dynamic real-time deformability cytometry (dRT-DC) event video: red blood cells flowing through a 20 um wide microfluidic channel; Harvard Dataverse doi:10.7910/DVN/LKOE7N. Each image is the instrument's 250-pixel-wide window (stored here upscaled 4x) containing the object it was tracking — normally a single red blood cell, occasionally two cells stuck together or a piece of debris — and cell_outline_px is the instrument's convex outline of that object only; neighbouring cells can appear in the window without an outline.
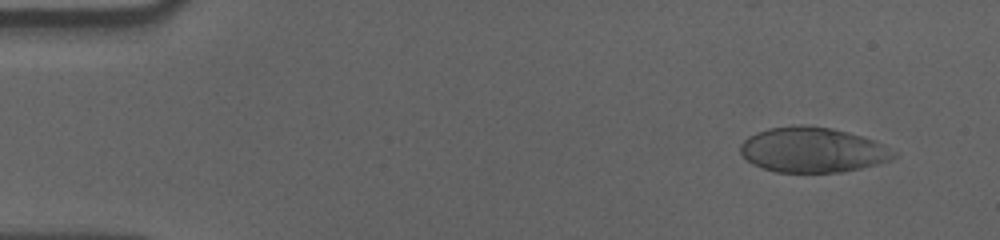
{"species": "human", "species_latin": "Homo sapiens", "temperature_condition": "cold", "stored_images_in_passage": 56, "camera_frame_rate_fps": 3000, "um_per_image_px": 0.085, "donor": {"sex": "male"}, "frame": {"image": 1, "passage_image": 4, "time_ms": 1.0, "image_size_px": [1000, 240], "cell_outline_px": [[900, 156], [892, 160], [880, 164], [840, 172], [776, 172], [752, 164], [740, 152], [740, 144], [748, 136], [756, 132], [768, 128], [800, 124], [804, 124], [832, 128], [848, 132], [872, 140], [896, 152]], "centroid_in_image_um": [69.07, 12.74], "position_along_channel_um": 15.9, "area_um2": 40.4}}
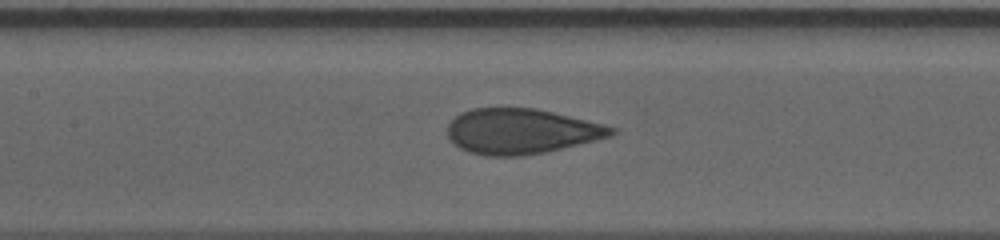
{"frame": {"image": 2, "passage_image": 26, "time_ms": 8.333, "image_size_px": [1000, 240], "cell_outline_px": [[620, 132], [612, 136], [596, 140], [544, 152], [524, 156], [484, 156], [468, 152], [460, 148], [448, 136], [448, 124], [460, 112], [472, 108], [536, 108], [604, 124], [620, 128]], "centroid_in_image_um": [44.34, 11.16], "position_along_channel_um": 163.1, "area_um2": 43.41}}
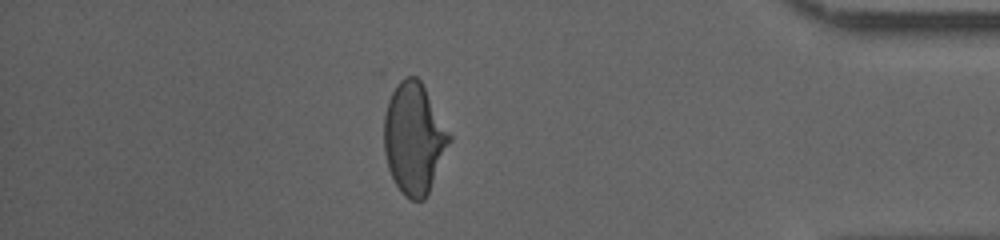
{"frame": {"image": 3, "passage_image": 49, "time_ms": 16.0, "image_size_px": [1000, 240], "cell_outline_px": [[452, 140], [428, 192], [424, 200], [412, 200], [404, 196], [400, 192], [388, 168], [384, 152], [384, 116], [388, 100], [396, 80], [404, 76], [416, 76], [420, 80], [452, 136]], "centroid_in_image_um": [35.17, 11.73], "position_along_channel_um": 400.0, "area_um2": 42.43}, "authors_computed_cell_mechanics": {"area_um2": 43.4945, "velocity_mm_per_s": 3.5542, "shape_relaxation_time_tau1_ms": 5.6828, "shape_relaxation_time_tau2_ms": null, "deformation_change_tau1": 0.163, "deformation_change_tau2": null}}